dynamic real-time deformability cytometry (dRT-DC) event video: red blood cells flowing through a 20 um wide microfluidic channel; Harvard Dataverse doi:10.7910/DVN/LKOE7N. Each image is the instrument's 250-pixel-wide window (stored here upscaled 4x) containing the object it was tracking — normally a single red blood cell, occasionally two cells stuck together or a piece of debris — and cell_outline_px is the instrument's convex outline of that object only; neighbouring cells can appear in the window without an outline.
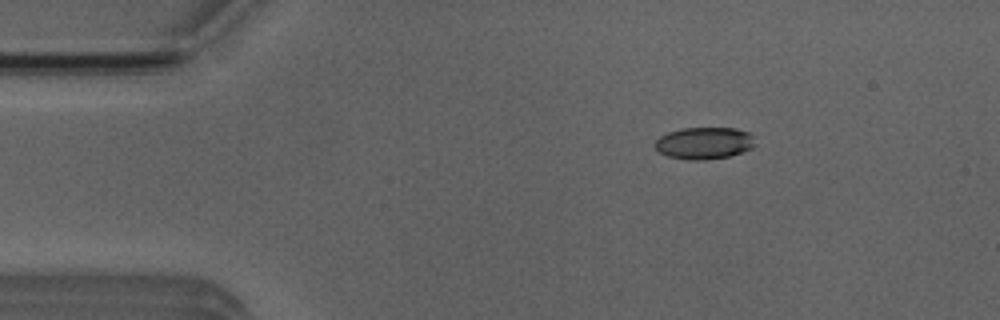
{"species": "Egyptian fruit bat (a non-hibernating species)", "species_latin": "Rousettus aegyptiacus", "temperature_condition": "room temperature", "stored_images_in_passage": 6, "camera_frame_rate_fps": 3000, "um_per_image_px": 0.085, "animal": {"sex": "male"}, "frame": {"image": 1, "passage_image": 1, "time_ms": 0.0, "image_size_px": [1000, 320], "cell_outline_px": [[756, 144], [752, 148], [728, 156], [704, 160], [688, 160], [668, 156], [660, 152], [656, 148], [656, 140], [660, 136], [668, 132], [680, 128], [736, 128], [748, 132], [752, 136]], "centroid_in_image_um": [59.86, 12.16], "position_along_channel_um": 25.1, "area_um2": 18.55}}